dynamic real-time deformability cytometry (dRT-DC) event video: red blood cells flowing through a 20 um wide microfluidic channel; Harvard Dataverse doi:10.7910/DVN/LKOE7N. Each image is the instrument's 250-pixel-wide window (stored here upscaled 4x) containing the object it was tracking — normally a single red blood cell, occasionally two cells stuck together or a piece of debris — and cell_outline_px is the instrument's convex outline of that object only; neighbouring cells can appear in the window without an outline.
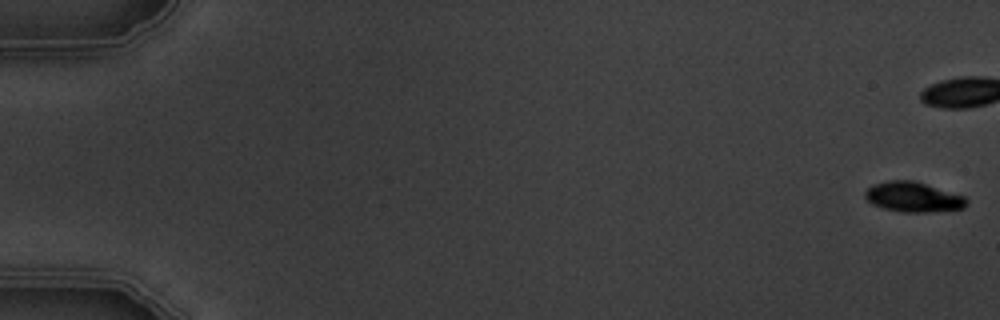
{"species": "common noctule bat (a hibernating species)", "species_latin": "Nyctalus noctula", "temperature_condition": "warm", "stored_images_in_passage": 5, "segment_of_instrument_passage": [2, 2], "camera_frame_rate_fps": 3000, "um_per_image_px": 0.085, "animal": {"sex": "male", "body_mass_g": 19.5, "forearm_length_mm": 54.6}, "frame": {"image": 1, "passage_image": 5, "time_ms": 5.0, "image_size_px": [1000, 320], "cell_outline_px": [[968, 204], [964, 208], [928, 212], [900, 212], [884, 208], [872, 204], [864, 196], [864, 192], [872, 184], [888, 180], [912, 180], [964, 196], [968, 200]], "centroid_in_image_um": [77.6, 16.75], "position_along_channel_um": 7.4, "area_um2": 17.69}}